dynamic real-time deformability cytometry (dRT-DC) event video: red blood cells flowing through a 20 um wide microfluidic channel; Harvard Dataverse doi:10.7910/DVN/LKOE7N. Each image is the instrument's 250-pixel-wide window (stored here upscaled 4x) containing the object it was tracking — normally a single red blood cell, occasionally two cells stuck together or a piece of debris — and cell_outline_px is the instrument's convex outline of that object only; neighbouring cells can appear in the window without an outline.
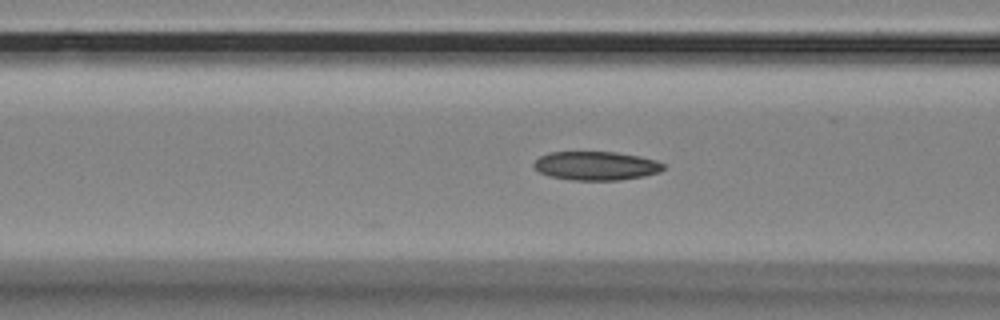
{"species": "Egyptian fruit bat (a non-hibernating species)", "species_latin": "Rousettus aegyptiacus", "temperature_condition": "room temperature", "stored_images_in_passage": 8, "camera_frame_rate_fps": 3000, "um_per_image_px": 0.085, "animal": {"sex": "female"}, "frame": {"image": 1, "passage_image": 8, "time_ms": 2.333, "image_size_px": [1000, 320], "cell_outline_px": [[664, 168], [660, 172], [644, 176], [620, 180], [572, 180], [548, 176], [540, 172], [532, 164], [540, 156], [548, 152], [616, 152], [640, 156], [656, 160], [664, 164]], "centroid_in_image_um": [50.67, 14.09], "position_along_channel_um": 115.9, "area_um2": 21.79}}